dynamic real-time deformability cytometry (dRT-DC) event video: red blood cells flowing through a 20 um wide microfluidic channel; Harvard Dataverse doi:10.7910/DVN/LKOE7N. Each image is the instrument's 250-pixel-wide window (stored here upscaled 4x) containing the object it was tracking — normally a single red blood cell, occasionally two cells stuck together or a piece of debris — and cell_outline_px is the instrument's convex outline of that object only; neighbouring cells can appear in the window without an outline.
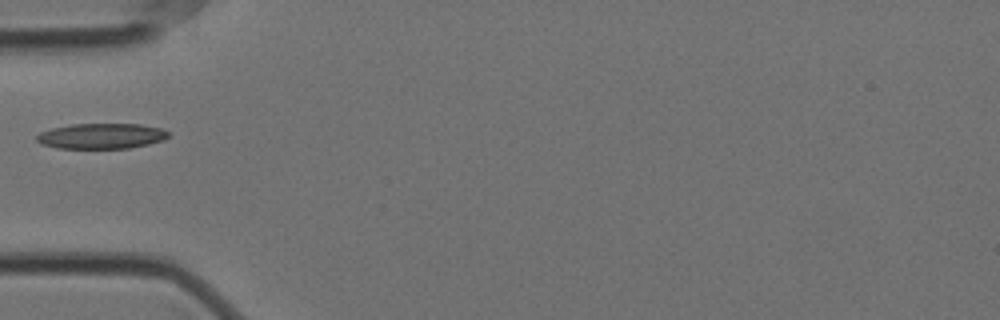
{"species": "Egyptian fruit bat (a non-hibernating species)", "species_latin": "Rousettus aegyptiacus", "temperature_condition": "cold", "stored_images_in_passage": 20, "camera_frame_rate_fps": 3000, "um_per_image_px": 0.085, "animal": {"sex": "female"}, "frame": {"image": 1, "passage_image": 1, "time_ms": 0.0, "image_size_px": [1000, 320], "cell_outline_px": [[168, 136], [164, 140], [148, 144], [128, 148], [56, 148], [40, 144], [36, 140], [36, 136], [40, 132], [52, 128], [72, 124], [140, 124], [160, 128], [168, 132]], "centroid_in_image_um": [8.58, 11.56], "position_along_channel_um": 76.4, "area_um2": 19.48}}
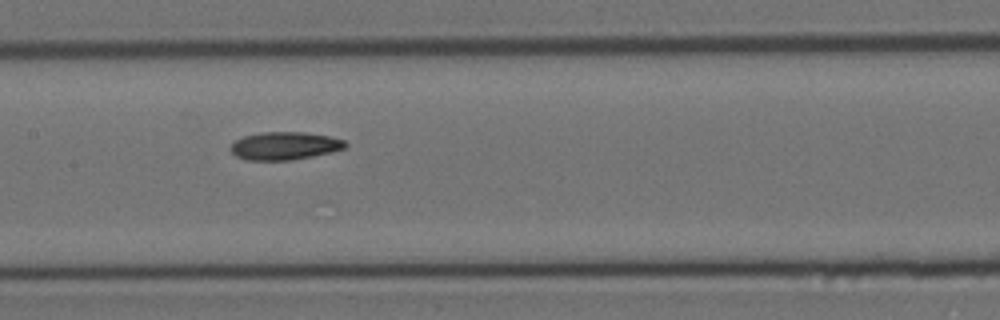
{"frame": {"image": 2, "passage_image": 10, "time_ms": 3.0, "image_size_px": [1000, 320], "cell_outline_px": [[348, 144], [344, 148], [332, 152], [292, 160], [244, 160], [236, 156], [232, 152], [232, 144], [236, 140], [244, 136], [264, 132], [304, 132], [328, 136], [344, 140]], "centroid_in_image_um": [24.21, 12.4], "position_along_channel_um": 183.2, "area_um2": 18.5}}
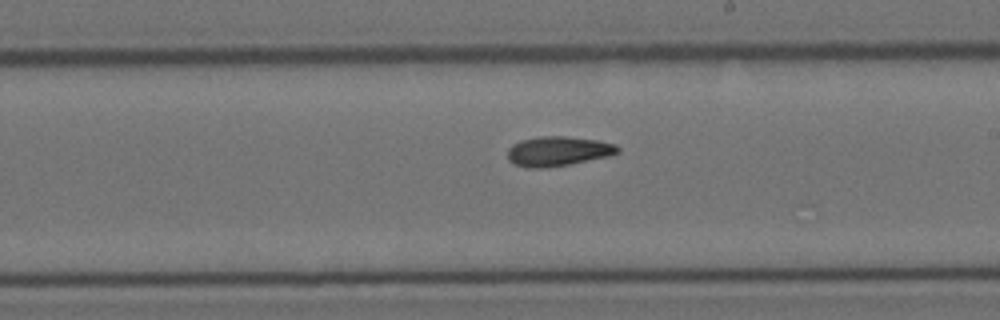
{"frame": {"image": 3, "passage_image": 15, "time_ms": 4.667, "image_size_px": [1000, 320], "cell_outline_px": [[620, 152], [608, 156], [568, 164], [540, 168], [528, 168], [516, 164], [508, 160], [508, 148], [512, 144], [520, 140], [540, 136], [564, 136], [596, 140], [616, 144], [620, 148]], "centroid_in_image_um": [47.42, 12.84], "position_along_channel_um": 241.6, "area_um2": 18.9}}